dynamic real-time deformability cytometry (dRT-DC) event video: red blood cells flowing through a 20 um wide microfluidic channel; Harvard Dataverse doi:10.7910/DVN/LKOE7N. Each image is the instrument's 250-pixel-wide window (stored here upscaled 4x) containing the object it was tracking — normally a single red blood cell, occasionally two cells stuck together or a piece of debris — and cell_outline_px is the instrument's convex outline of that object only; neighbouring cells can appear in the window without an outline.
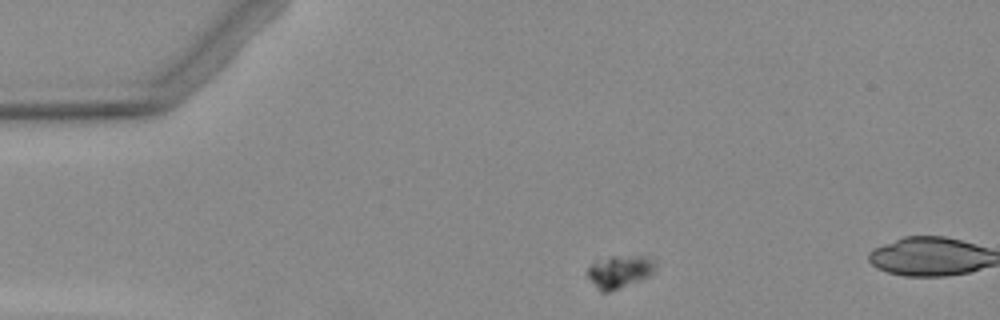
{"species": "Egyptian fruit bat (a non-hibernating species)", "species_latin": "Rousettus aegyptiacus", "temperature_condition": "warm", "stored_images_in_passage": 3, "camera_frame_rate_fps": 3000, "um_per_image_px": 0.085, "animal": {"sex": "female"}, "frame": {"image": 1, "passage_image": 1, "time_ms": 0.0, "image_size_px": [1000, 320], "cell_outline_px": [[652, 272], [648, 276], [640, 280], [608, 292], [600, 292], [588, 276], [588, 268], [596, 260], [612, 256], [644, 256], [652, 260]], "centroid_in_image_um": [52.6, 23.09], "position_along_channel_um": 32.4, "area_um2": 12.43}}